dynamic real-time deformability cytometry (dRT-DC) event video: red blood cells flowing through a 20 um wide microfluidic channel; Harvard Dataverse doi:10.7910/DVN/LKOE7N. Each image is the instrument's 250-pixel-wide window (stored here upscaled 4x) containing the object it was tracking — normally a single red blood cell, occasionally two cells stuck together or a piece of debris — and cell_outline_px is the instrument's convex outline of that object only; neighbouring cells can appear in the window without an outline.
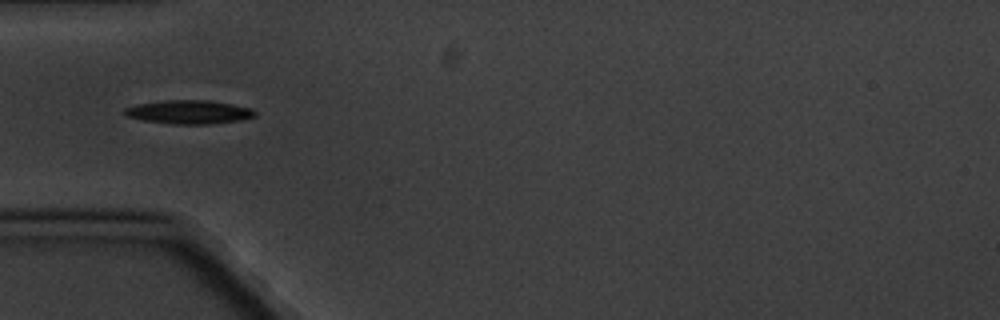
{"species": "common noctule bat (a hibernating species)", "species_latin": "Nyctalus noctula", "temperature_condition": "cold", "stored_images_in_passage": 7, "camera_frame_rate_fps": 3000, "um_per_image_px": 0.085, "animal": {"sex": "male", "body_mass_g": 20.1, "forearm_length_mm": 53.5}, "frame": {"image": 1, "passage_image": 5, "time_ms": 4.667, "image_size_px": [1000, 320], "cell_outline_px": [[256, 116], [240, 120], [208, 124], [172, 124], [144, 120], [124, 116], [120, 112], [124, 108], [136, 104], [164, 100], [208, 100], [232, 104], [252, 108], [256, 112]], "centroid_in_image_um": [16.01, 9.52], "position_along_channel_um": 69.0, "area_um2": 18.15}}